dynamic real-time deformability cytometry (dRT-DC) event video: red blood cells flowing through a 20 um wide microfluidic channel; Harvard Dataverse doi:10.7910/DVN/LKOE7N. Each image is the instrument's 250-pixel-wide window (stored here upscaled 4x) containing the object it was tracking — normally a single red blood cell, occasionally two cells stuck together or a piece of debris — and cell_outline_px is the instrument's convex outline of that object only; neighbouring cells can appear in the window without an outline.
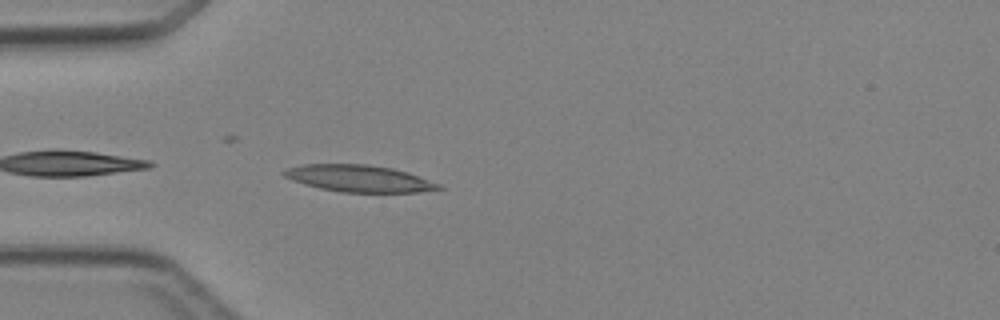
{"species": "Egyptian fruit bat (a non-hibernating species)", "species_latin": "Rousettus aegyptiacus", "temperature_condition": "cold", "stored_images_in_passage": 4, "camera_frame_rate_fps": 3000, "um_per_image_px": 0.085, "animal": {"sex": "female"}, "frame": {"image": 1, "passage_image": 4, "time_ms": 4.333, "image_size_px": [1000, 320], "cell_outline_px": [[444, 188], [416, 192], [340, 192], [320, 188], [304, 184], [292, 180], [284, 176], [280, 172], [284, 168], [304, 164], [368, 164], [392, 168], [408, 172], [440, 184]], "centroid_in_image_um": [30.47, 15.16], "position_along_channel_um": 54.5, "area_um2": 24.22}}